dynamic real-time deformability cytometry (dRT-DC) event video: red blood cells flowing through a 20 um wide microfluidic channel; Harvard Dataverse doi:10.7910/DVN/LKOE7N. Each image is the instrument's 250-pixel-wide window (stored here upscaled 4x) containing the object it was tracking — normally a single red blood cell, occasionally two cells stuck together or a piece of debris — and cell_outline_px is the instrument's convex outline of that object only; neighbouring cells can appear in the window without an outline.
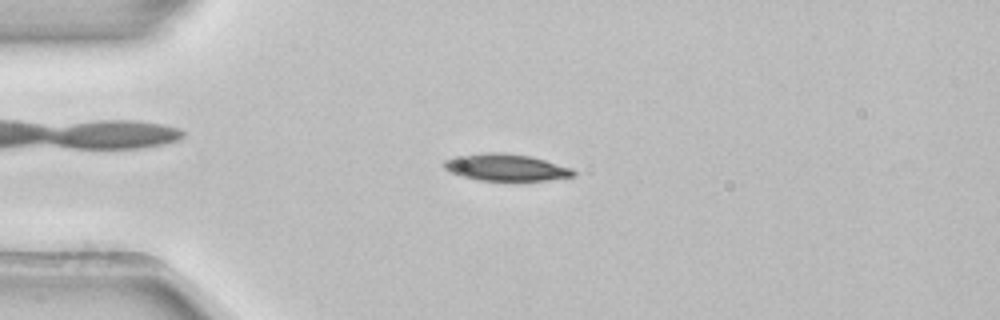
{"species": "common noctule bat (a hibernating species)", "species_latin": "Nyctalus noctula", "temperature_condition": "room temperature", "stored_images_in_passage": 3, "camera_frame_rate_fps": 3000, "um_per_image_px": 0.085, "animal": {"sex": "female", "body_mass_g": 22.7, "forearm_length_mm": 54.2}, "frame": {"image": 1, "passage_image": 3, "time_ms": 0.667, "image_size_px": [1000, 320], "cell_outline_px": [[576, 176], [548, 180], [480, 180], [448, 172], [444, 168], [444, 160], [460, 156], [484, 152], [500, 152], [528, 156], [544, 160], [572, 168], [576, 172]], "centroid_in_image_um": [43.02, 14.23], "position_along_channel_um": 42.0, "area_um2": 20.0}}